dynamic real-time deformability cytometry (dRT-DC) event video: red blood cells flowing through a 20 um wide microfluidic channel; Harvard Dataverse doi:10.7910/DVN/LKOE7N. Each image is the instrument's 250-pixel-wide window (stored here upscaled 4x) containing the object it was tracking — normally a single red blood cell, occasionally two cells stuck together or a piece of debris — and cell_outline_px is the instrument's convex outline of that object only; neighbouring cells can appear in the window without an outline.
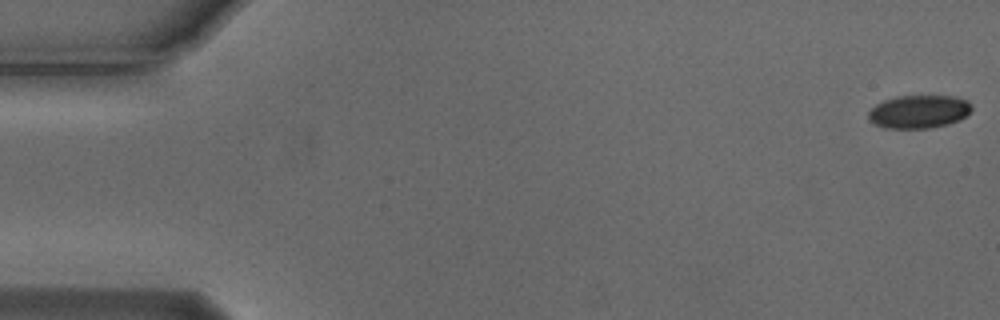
{"species": "Egyptian fruit bat (a non-hibernating species)", "species_latin": "Rousettus aegyptiacus", "temperature_condition": "cold", "stored_images_in_passage": 55, "camera_frame_rate_fps": 3000, "um_per_image_px": 0.085, "animal": {"sex": "male"}, "frame": {"image": 1, "passage_image": 1, "time_ms": 0.0, "image_size_px": [1000, 320], "cell_outline_px": [[972, 108], [960, 120], [948, 124], [928, 128], [884, 128], [872, 124], [868, 120], [868, 112], [876, 104], [884, 100], [896, 96], [952, 96], [968, 100], [972, 104]], "centroid_in_image_um": [78.07, 9.49], "position_along_channel_um": 6.9, "area_um2": 20.06}}
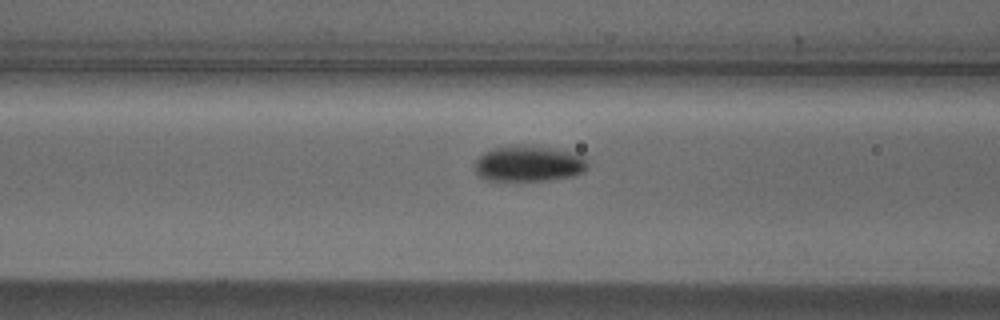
{"frame": {"image": 2, "passage_image": 22, "time_ms": 7.0, "image_size_px": [1000, 320], "cell_outline_px": [[588, 168], [584, 172], [572, 176], [548, 180], [488, 180], [480, 176], [476, 172], [476, 160], [484, 152], [508, 144], [528, 144], [568, 152], [584, 156], [588, 164]], "centroid_in_image_um": [44.95, 13.89], "position_along_channel_um": 121.6, "area_um2": 23.52}}
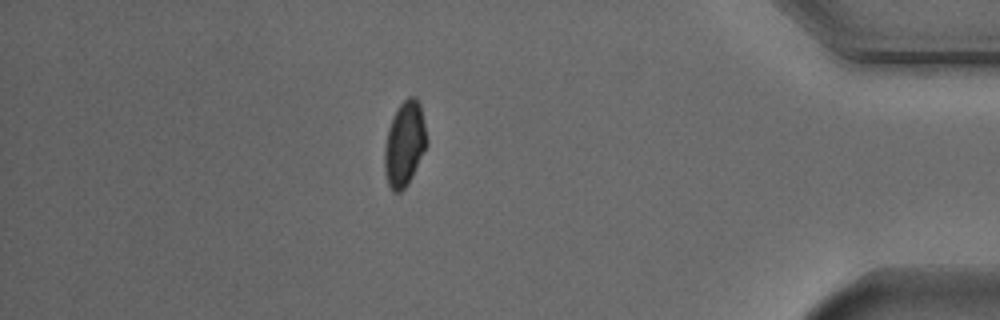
{"frame": {"image": 3, "passage_image": 48, "time_ms": 15.667, "image_size_px": [1000, 320], "cell_outline_px": [[428, 144], [408, 184], [400, 192], [392, 192], [388, 184], [384, 172], [384, 148], [388, 128], [392, 116], [400, 104], [408, 96], [416, 96], [420, 104], [428, 140]], "centroid_in_image_um": [34.38, 12.23], "position_along_channel_um": 400.8, "area_um2": 21.1}, "authors_computed_cell_mechanics": {"area_um2": 21.675, "velocity_mm_per_s": 3.7187, "shape_relaxation_time_tau1_ms": 3.4356, "shape_relaxation_time_tau2_ms": null, "deformation_change_tau1": 0.1018, "deformation_change_tau2": null}}